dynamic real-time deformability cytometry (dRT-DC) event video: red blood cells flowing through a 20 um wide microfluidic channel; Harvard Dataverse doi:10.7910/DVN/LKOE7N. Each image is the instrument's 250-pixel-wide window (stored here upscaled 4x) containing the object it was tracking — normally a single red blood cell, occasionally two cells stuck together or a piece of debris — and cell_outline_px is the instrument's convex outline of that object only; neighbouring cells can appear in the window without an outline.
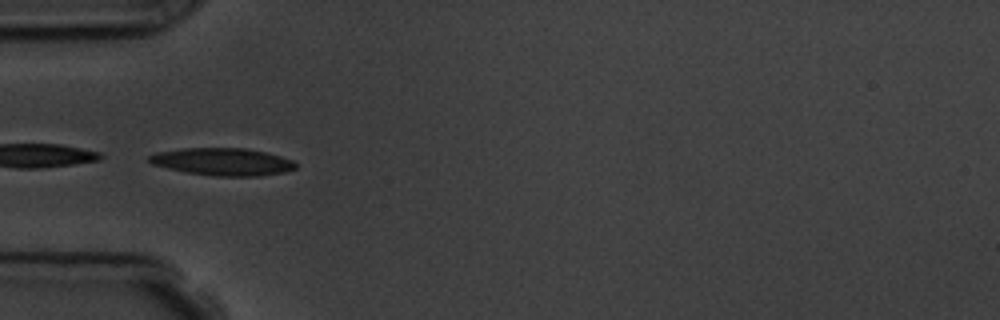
{"species": "common noctule bat (a hibernating species)", "species_latin": "Nyctalus noctula", "temperature_condition": "room temperature", "stored_images_in_passage": 9, "camera_frame_rate_fps": 3000, "um_per_image_px": 0.085, "animal": {"sex": "male", "body_mass_g": 19.5, "forearm_length_mm": 54.6}, "frame": {"image": 1, "passage_image": 6, "time_ms": 5.667, "image_size_px": [1000, 320], "cell_outline_px": [[296, 168], [284, 172], [260, 176], [216, 176], [188, 172], [168, 168], [152, 164], [148, 160], [148, 156], [156, 152], [184, 148], [248, 148], [280, 156], [292, 160], [296, 164]], "centroid_in_image_um": [18.92, 13.74], "position_along_channel_um": 66.1, "area_um2": 23.29}}